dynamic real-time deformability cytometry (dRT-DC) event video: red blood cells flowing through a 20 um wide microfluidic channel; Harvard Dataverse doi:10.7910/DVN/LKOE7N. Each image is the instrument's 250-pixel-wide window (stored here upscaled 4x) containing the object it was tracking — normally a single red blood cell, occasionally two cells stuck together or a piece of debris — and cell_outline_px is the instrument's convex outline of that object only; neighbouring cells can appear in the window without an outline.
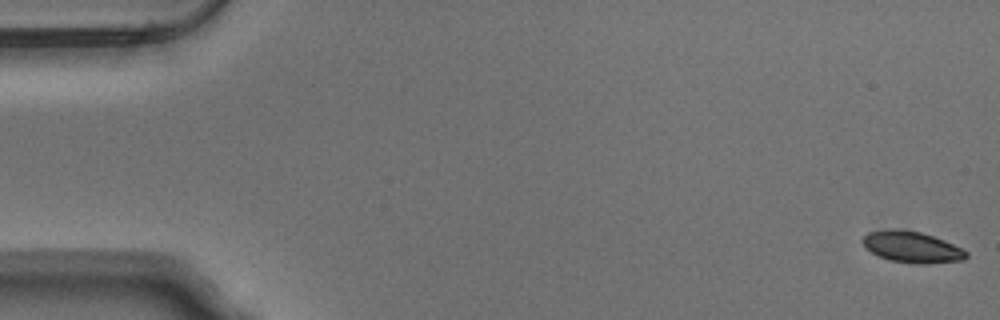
{"species": "Egyptian fruit bat (a non-hibernating species)", "species_latin": "Rousettus aegyptiacus", "temperature_condition": "warm", "stored_images_in_passage": 54, "camera_frame_rate_fps": 3000, "um_per_image_px": 0.085, "animal": {"sex": "male"}, "frame": {"image": 1, "passage_image": 1, "time_ms": 0.0, "image_size_px": [1000, 320], "cell_outline_px": [[968, 256], [964, 260], [924, 264], [916, 264], [888, 260], [864, 248], [860, 240], [868, 232], [884, 228], [900, 228], [920, 232], [944, 240], [968, 252]], "centroid_in_image_um": [77.45, 20.98], "position_along_channel_um": 7.5, "area_um2": 19.13}}
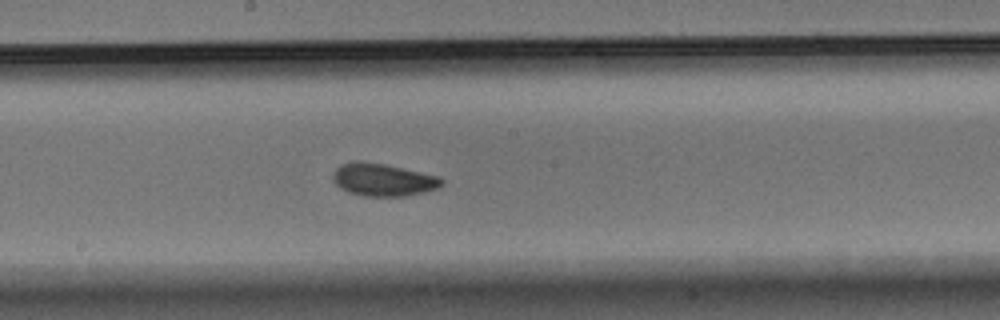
{"frame": {"image": 2, "passage_image": 29, "time_ms": 9.333, "image_size_px": [1000, 320], "cell_outline_px": [[444, 184], [436, 188], [424, 192], [404, 196], [364, 196], [348, 192], [340, 188], [332, 180], [332, 172], [340, 164], [356, 160], [360, 160], [384, 164], [440, 176], [444, 180]], "centroid_in_image_um": [32.53, 15.27], "position_along_channel_um": 215.7, "area_um2": 20.87}}
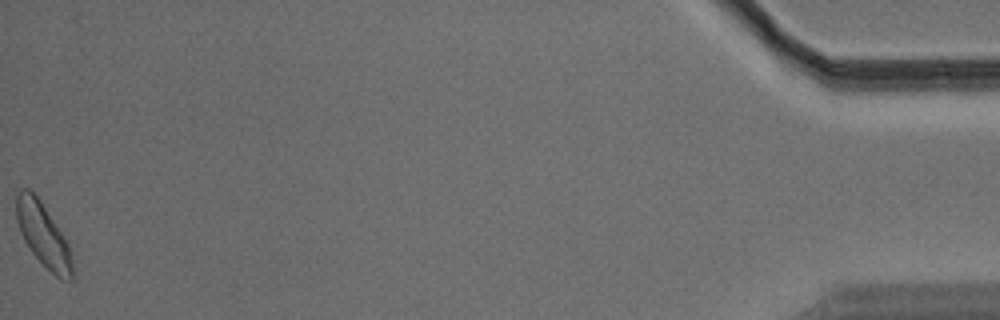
{"frame": {"image": 3, "passage_image": 54, "time_ms": 17.667, "image_size_px": [1000, 320], "cell_outline_px": [[72, 280], [60, 280], [32, 252], [24, 240], [20, 232], [16, 220], [16, 192], [20, 188], [28, 188], [40, 200], [68, 240], [72, 256]], "centroid_in_image_um": [3.68, 19.94], "position_along_channel_um": 431.5, "area_um2": 20.81}, "authors_computed_cell_mechanics": {"area_um2": 19.7387, "velocity_mm_per_s": 3.7731, "shape_relaxation_time_tau1_ms": 2.4592, "shape_relaxation_time_tau2_ms": 2.5767, "deformation_change_tau1": 0.0881, "deformation_change_tau2": 0.0699}}